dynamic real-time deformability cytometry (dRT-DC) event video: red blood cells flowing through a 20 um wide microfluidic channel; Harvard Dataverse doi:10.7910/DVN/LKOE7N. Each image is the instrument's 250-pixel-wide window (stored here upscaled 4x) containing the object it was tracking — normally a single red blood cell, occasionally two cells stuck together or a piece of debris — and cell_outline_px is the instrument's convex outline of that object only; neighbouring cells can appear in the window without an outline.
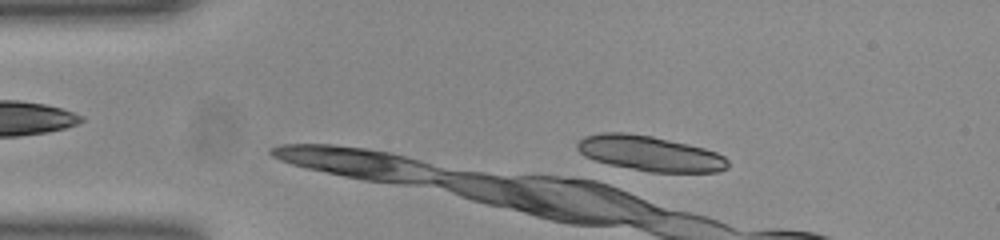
{"species": "common noctule bat (a hibernating species)", "species_latin": "Nyctalus noctula", "temperature_condition": "room temperature", "stored_images_in_passage": 8, "camera_frame_rate_fps": 3000, "um_per_image_px": 0.085, "animal": {"sex": "female", "body_mass_g": 23.0, "forearm_length_mm": 53.4}, "frame": {"image": 1, "passage_image": 8, "time_ms": 2.333, "image_size_px": [1000, 240], "cell_outline_px": [[728, 168], [716, 172], [648, 172], [608, 164], [584, 156], [576, 148], [576, 144], [584, 136], [600, 132], [624, 132], [652, 136], [688, 144], [704, 148], [716, 152], [724, 156], [728, 160]], "centroid_in_image_um": [55.23, 13.04], "position_along_channel_um": 29.8, "area_um2": 30.98}}